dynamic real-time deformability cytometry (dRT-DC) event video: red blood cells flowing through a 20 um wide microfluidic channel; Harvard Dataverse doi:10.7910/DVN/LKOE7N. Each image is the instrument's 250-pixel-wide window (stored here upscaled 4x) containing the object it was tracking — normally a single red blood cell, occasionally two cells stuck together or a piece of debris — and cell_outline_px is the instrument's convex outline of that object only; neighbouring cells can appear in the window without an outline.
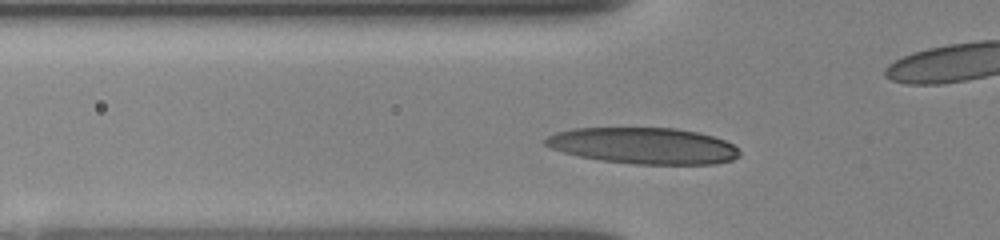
{"species": "human", "species_latin": "Homo sapiens", "temperature_condition": "room temperature", "stored_images_in_passage": 58, "camera_frame_rate_fps": 3000, "um_per_image_px": 0.085, "donor": {"sex": "female"}, "frame": {"image": 1, "passage_image": 18, "time_ms": 2.333, "image_size_px": [1000, 240], "cell_outline_px": [[740, 156], [732, 160], [716, 164], [632, 164], [600, 160], [580, 156], [564, 152], [552, 148], [544, 144], [544, 140], [548, 136], [556, 132], [572, 128], [676, 128], [696, 132], [712, 136], [724, 140], [732, 144], [740, 152]], "centroid_in_image_um": [54.71, 12.39], "position_along_channel_um": 71.1, "area_um2": 40.98}}
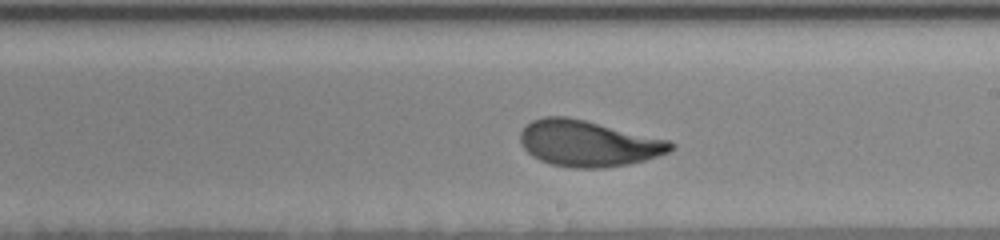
{"frame": {"image": 2, "passage_image": 38, "time_ms": 6.667, "image_size_px": [1000, 240], "cell_outline_px": [[676, 144], [668, 152], [644, 160], [628, 164], [604, 168], [568, 168], [552, 164], [540, 160], [532, 156], [520, 144], [520, 132], [532, 120], [544, 116], [564, 116], [584, 120], [668, 140]], "centroid_in_image_um": [49.96, 12.2], "position_along_channel_um": 239.0, "area_um2": 40.11}}
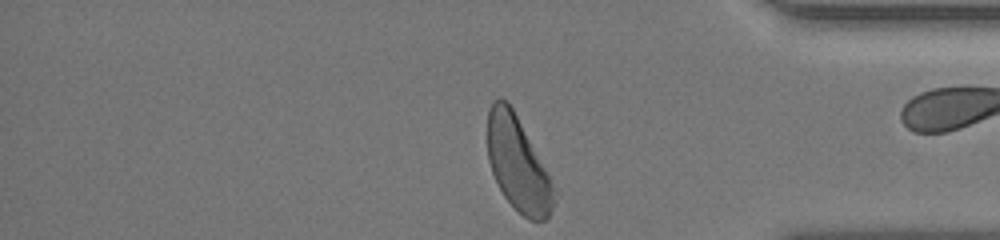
{"frame": {"image": 3, "passage_image": 56, "time_ms": 11.0, "image_size_px": [1000, 240], "cell_outline_px": [[560, 192], [548, 220], [528, 220], [516, 212], [504, 196], [492, 172], [488, 160], [488, 108], [492, 100], [500, 96], [508, 100]], "centroid_in_image_um": [44.08, 13.98], "position_along_channel_um": 391.1, "area_um2": 37.63}}